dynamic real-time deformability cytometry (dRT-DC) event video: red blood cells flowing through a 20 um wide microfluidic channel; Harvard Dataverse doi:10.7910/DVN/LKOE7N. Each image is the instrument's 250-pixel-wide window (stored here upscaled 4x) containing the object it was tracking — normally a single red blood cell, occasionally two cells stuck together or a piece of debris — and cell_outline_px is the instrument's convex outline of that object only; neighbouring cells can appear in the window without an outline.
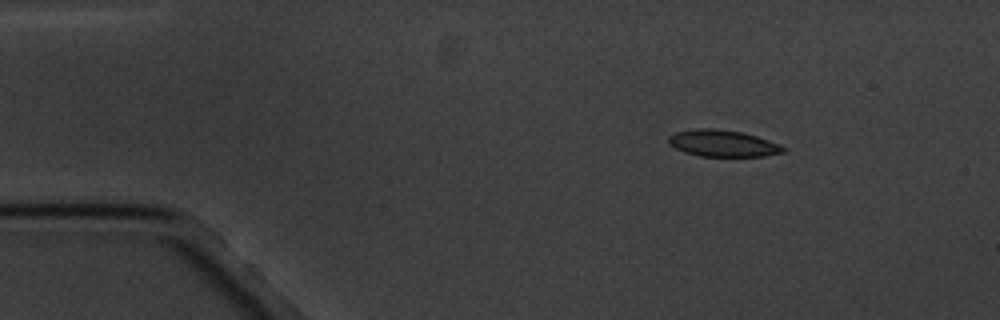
{"species": "common noctule bat (a hibernating species)", "species_latin": "Nyctalus noctula", "temperature_condition": "cold", "stored_images_in_passage": 7, "camera_frame_rate_fps": 3000, "um_per_image_px": 0.085, "animal": {"sex": "male", "body_mass_g": 20.1, "forearm_length_mm": 53.5}, "frame": {"image": 1, "passage_image": 1, "time_ms": 0.0, "image_size_px": [1000, 320], "cell_outline_px": [[788, 148], [784, 152], [764, 156], [700, 156], [684, 152], [668, 144], [668, 136], [676, 132], [696, 128], [716, 128], [740, 132], [756, 136], [768, 140]], "centroid_in_image_um": [61.42, 12.18], "position_along_channel_um": 23.6, "area_um2": 17.8}}
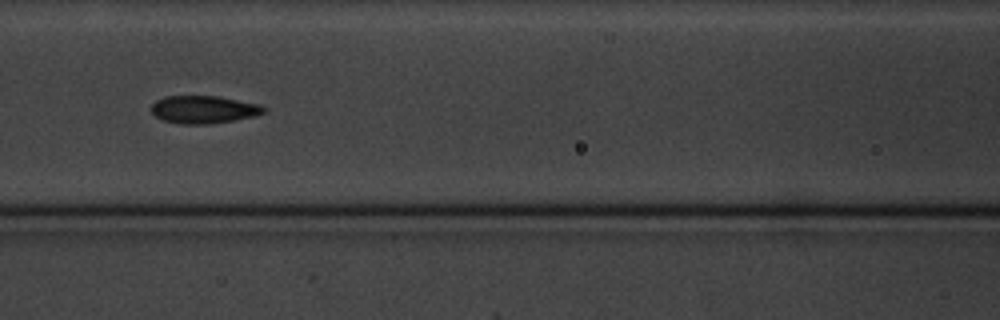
{"frame": {"image": 2, "passage_image": 6, "time_ms": 5.667, "image_size_px": [1000, 320], "cell_outline_px": [[268, 112], [252, 116], [232, 120], [208, 124], [180, 124], [164, 120], [156, 116], [152, 112], [152, 104], [156, 100], [164, 96], [216, 96], [260, 104]], "centroid_in_image_um": [17.3, 9.3], "position_along_channel_um": 149.3, "area_um2": 17.98}}
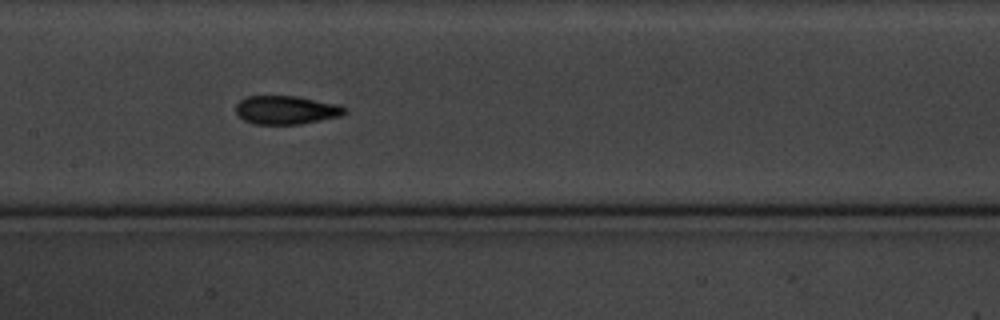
{"frame": {"image": 3, "passage_image": 7, "time_ms": 6.667, "image_size_px": [1000, 320], "cell_outline_px": [[348, 112], [340, 116], [300, 124], [252, 124], [244, 120], [236, 112], [236, 104], [240, 100], [248, 96], [296, 96], [336, 104], [348, 108]], "centroid_in_image_um": [24.33, 9.35], "position_along_channel_um": 183.1, "area_um2": 18.03}}